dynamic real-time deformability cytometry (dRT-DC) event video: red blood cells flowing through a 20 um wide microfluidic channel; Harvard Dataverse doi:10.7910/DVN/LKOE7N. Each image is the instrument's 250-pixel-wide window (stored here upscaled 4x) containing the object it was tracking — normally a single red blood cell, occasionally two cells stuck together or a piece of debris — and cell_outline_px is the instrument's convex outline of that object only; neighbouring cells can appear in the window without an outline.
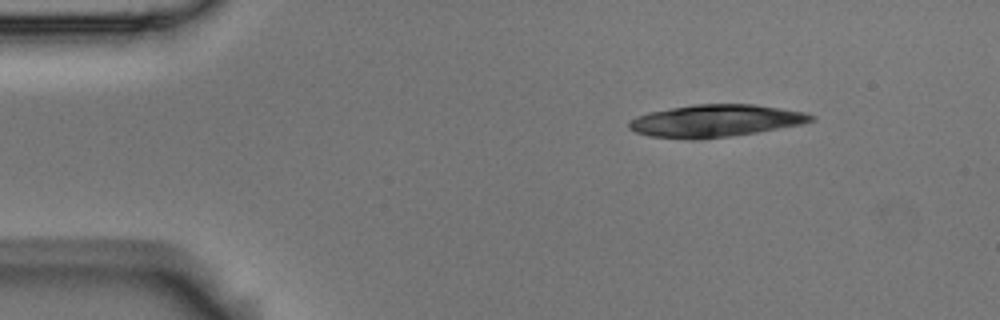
{"species": "Egyptian fruit bat (a non-hibernating species)", "species_latin": "Rousettus aegyptiacus", "temperature_condition": "room temperature", "stored_images_in_passage": 3, "camera_frame_rate_fps": 3000, "um_per_image_px": 0.085, "animal": {"sex": "male"}, "frame": {"image": 1, "passage_image": 1, "time_ms": 0.0, "image_size_px": [1000, 320], "cell_outline_px": [[816, 120], [804, 124], [756, 132], [700, 140], [688, 140], [648, 136], [636, 132], [628, 128], [628, 120], [636, 116], [648, 112], [692, 104], [752, 104], [780, 108], [804, 112], [816, 116]], "centroid_in_image_um": [60.79, 10.27], "position_along_channel_um": 24.2, "area_um2": 34.62}}